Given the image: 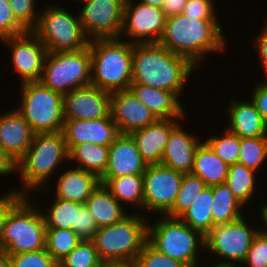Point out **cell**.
I'll return each instance as SVG.
<instances>
[{
	"mask_svg": "<svg viewBox=\"0 0 267 267\" xmlns=\"http://www.w3.org/2000/svg\"><path fill=\"white\" fill-rule=\"evenodd\" d=\"M68 162L69 151L62 131L35 133L30 147L16 163V178L19 176L18 181L22 186L12 189L24 196H30V193L46 188L54 173V177H57V169H63L62 165H68Z\"/></svg>",
	"mask_w": 267,
	"mask_h": 267,
	"instance_id": "obj_3",
	"label": "cell"
},
{
	"mask_svg": "<svg viewBox=\"0 0 267 267\" xmlns=\"http://www.w3.org/2000/svg\"><path fill=\"white\" fill-rule=\"evenodd\" d=\"M264 25L262 24V27L259 29L258 34L256 36H252V39L250 42H252V47L256 49V53L260 64L261 65V71H263L264 79H267V18L263 19ZM260 32V33H259Z\"/></svg>",
	"mask_w": 267,
	"mask_h": 267,
	"instance_id": "obj_46",
	"label": "cell"
},
{
	"mask_svg": "<svg viewBox=\"0 0 267 267\" xmlns=\"http://www.w3.org/2000/svg\"><path fill=\"white\" fill-rule=\"evenodd\" d=\"M127 267H139L135 263H127Z\"/></svg>",
	"mask_w": 267,
	"mask_h": 267,
	"instance_id": "obj_56",
	"label": "cell"
},
{
	"mask_svg": "<svg viewBox=\"0 0 267 267\" xmlns=\"http://www.w3.org/2000/svg\"><path fill=\"white\" fill-rule=\"evenodd\" d=\"M212 187L207 186L192 203L191 207L179 218L204 238L212 229Z\"/></svg>",
	"mask_w": 267,
	"mask_h": 267,
	"instance_id": "obj_33",
	"label": "cell"
},
{
	"mask_svg": "<svg viewBox=\"0 0 267 267\" xmlns=\"http://www.w3.org/2000/svg\"><path fill=\"white\" fill-rule=\"evenodd\" d=\"M12 174V175H11ZM16 175V163L0 146V178Z\"/></svg>",
	"mask_w": 267,
	"mask_h": 267,
	"instance_id": "obj_49",
	"label": "cell"
},
{
	"mask_svg": "<svg viewBox=\"0 0 267 267\" xmlns=\"http://www.w3.org/2000/svg\"><path fill=\"white\" fill-rule=\"evenodd\" d=\"M46 225L39 205L24 196L4 222L0 251L8 255L34 252L45 248Z\"/></svg>",
	"mask_w": 267,
	"mask_h": 267,
	"instance_id": "obj_6",
	"label": "cell"
},
{
	"mask_svg": "<svg viewBox=\"0 0 267 267\" xmlns=\"http://www.w3.org/2000/svg\"><path fill=\"white\" fill-rule=\"evenodd\" d=\"M0 267H11L10 257L3 251H0Z\"/></svg>",
	"mask_w": 267,
	"mask_h": 267,
	"instance_id": "obj_52",
	"label": "cell"
},
{
	"mask_svg": "<svg viewBox=\"0 0 267 267\" xmlns=\"http://www.w3.org/2000/svg\"><path fill=\"white\" fill-rule=\"evenodd\" d=\"M54 3L40 9L38 23L32 29L48 52L78 51L89 47L90 39L84 32L78 13Z\"/></svg>",
	"mask_w": 267,
	"mask_h": 267,
	"instance_id": "obj_8",
	"label": "cell"
},
{
	"mask_svg": "<svg viewBox=\"0 0 267 267\" xmlns=\"http://www.w3.org/2000/svg\"><path fill=\"white\" fill-rule=\"evenodd\" d=\"M195 69L188 59L159 43L133 44L132 84L170 91L182 101Z\"/></svg>",
	"mask_w": 267,
	"mask_h": 267,
	"instance_id": "obj_1",
	"label": "cell"
},
{
	"mask_svg": "<svg viewBox=\"0 0 267 267\" xmlns=\"http://www.w3.org/2000/svg\"><path fill=\"white\" fill-rule=\"evenodd\" d=\"M248 212L249 210L246 211L248 218L244 215L229 224L216 225L205 237L204 254L209 252L208 256L211 255L217 260L215 258L212 259V263L239 265V267L243 264L252 241L259 231L258 227L256 225L253 226L249 221Z\"/></svg>",
	"mask_w": 267,
	"mask_h": 267,
	"instance_id": "obj_11",
	"label": "cell"
},
{
	"mask_svg": "<svg viewBox=\"0 0 267 267\" xmlns=\"http://www.w3.org/2000/svg\"><path fill=\"white\" fill-rule=\"evenodd\" d=\"M188 0H164L162 10L165 17L182 14Z\"/></svg>",
	"mask_w": 267,
	"mask_h": 267,
	"instance_id": "obj_50",
	"label": "cell"
},
{
	"mask_svg": "<svg viewBox=\"0 0 267 267\" xmlns=\"http://www.w3.org/2000/svg\"><path fill=\"white\" fill-rule=\"evenodd\" d=\"M147 166L132 136L120 134L109 146L108 164L100 178L143 175Z\"/></svg>",
	"mask_w": 267,
	"mask_h": 267,
	"instance_id": "obj_20",
	"label": "cell"
},
{
	"mask_svg": "<svg viewBox=\"0 0 267 267\" xmlns=\"http://www.w3.org/2000/svg\"><path fill=\"white\" fill-rule=\"evenodd\" d=\"M129 89L157 119L186 120V106H183L182 101L172 92L142 84H131Z\"/></svg>",
	"mask_w": 267,
	"mask_h": 267,
	"instance_id": "obj_25",
	"label": "cell"
},
{
	"mask_svg": "<svg viewBox=\"0 0 267 267\" xmlns=\"http://www.w3.org/2000/svg\"><path fill=\"white\" fill-rule=\"evenodd\" d=\"M30 197L39 205L46 228L71 229L77 234V212L83 204L53 197L49 206H43L34 196Z\"/></svg>",
	"mask_w": 267,
	"mask_h": 267,
	"instance_id": "obj_31",
	"label": "cell"
},
{
	"mask_svg": "<svg viewBox=\"0 0 267 267\" xmlns=\"http://www.w3.org/2000/svg\"><path fill=\"white\" fill-rule=\"evenodd\" d=\"M165 22L166 17L161 8L135 0H125L119 38L132 44L158 43L163 35Z\"/></svg>",
	"mask_w": 267,
	"mask_h": 267,
	"instance_id": "obj_13",
	"label": "cell"
},
{
	"mask_svg": "<svg viewBox=\"0 0 267 267\" xmlns=\"http://www.w3.org/2000/svg\"><path fill=\"white\" fill-rule=\"evenodd\" d=\"M20 101L16 109L35 133H57L63 130V95L39 82L20 84Z\"/></svg>",
	"mask_w": 267,
	"mask_h": 267,
	"instance_id": "obj_9",
	"label": "cell"
},
{
	"mask_svg": "<svg viewBox=\"0 0 267 267\" xmlns=\"http://www.w3.org/2000/svg\"><path fill=\"white\" fill-rule=\"evenodd\" d=\"M100 267H127V263H102Z\"/></svg>",
	"mask_w": 267,
	"mask_h": 267,
	"instance_id": "obj_54",
	"label": "cell"
},
{
	"mask_svg": "<svg viewBox=\"0 0 267 267\" xmlns=\"http://www.w3.org/2000/svg\"><path fill=\"white\" fill-rule=\"evenodd\" d=\"M85 205L98 227L118 223L130 214L103 184L91 193Z\"/></svg>",
	"mask_w": 267,
	"mask_h": 267,
	"instance_id": "obj_27",
	"label": "cell"
},
{
	"mask_svg": "<svg viewBox=\"0 0 267 267\" xmlns=\"http://www.w3.org/2000/svg\"><path fill=\"white\" fill-rule=\"evenodd\" d=\"M219 21L187 17L183 13L168 17L158 43L199 67L208 55L223 54L228 48L227 34Z\"/></svg>",
	"mask_w": 267,
	"mask_h": 267,
	"instance_id": "obj_2",
	"label": "cell"
},
{
	"mask_svg": "<svg viewBox=\"0 0 267 267\" xmlns=\"http://www.w3.org/2000/svg\"><path fill=\"white\" fill-rule=\"evenodd\" d=\"M11 53L9 58L12 70L18 76L19 84L27 82H39L48 50L39 37L32 31L1 39Z\"/></svg>",
	"mask_w": 267,
	"mask_h": 267,
	"instance_id": "obj_14",
	"label": "cell"
},
{
	"mask_svg": "<svg viewBox=\"0 0 267 267\" xmlns=\"http://www.w3.org/2000/svg\"><path fill=\"white\" fill-rule=\"evenodd\" d=\"M109 146H100L93 143H81L69 152V164L74 167L95 174L100 178L107 167Z\"/></svg>",
	"mask_w": 267,
	"mask_h": 267,
	"instance_id": "obj_30",
	"label": "cell"
},
{
	"mask_svg": "<svg viewBox=\"0 0 267 267\" xmlns=\"http://www.w3.org/2000/svg\"><path fill=\"white\" fill-rule=\"evenodd\" d=\"M216 5L214 0H188L183 14L201 20H219Z\"/></svg>",
	"mask_w": 267,
	"mask_h": 267,
	"instance_id": "obj_44",
	"label": "cell"
},
{
	"mask_svg": "<svg viewBox=\"0 0 267 267\" xmlns=\"http://www.w3.org/2000/svg\"><path fill=\"white\" fill-rule=\"evenodd\" d=\"M91 85L113 93L132 84L133 44L120 38L92 39Z\"/></svg>",
	"mask_w": 267,
	"mask_h": 267,
	"instance_id": "obj_4",
	"label": "cell"
},
{
	"mask_svg": "<svg viewBox=\"0 0 267 267\" xmlns=\"http://www.w3.org/2000/svg\"><path fill=\"white\" fill-rule=\"evenodd\" d=\"M81 240L71 229L46 228L45 248L57 262L67 256Z\"/></svg>",
	"mask_w": 267,
	"mask_h": 267,
	"instance_id": "obj_35",
	"label": "cell"
},
{
	"mask_svg": "<svg viewBox=\"0 0 267 267\" xmlns=\"http://www.w3.org/2000/svg\"><path fill=\"white\" fill-rule=\"evenodd\" d=\"M16 19L27 29L32 30L38 23L40 10L37 0H8ZM36 4V5H35ZM37 10V11H36Z\"/></svg>",
	"mask_w": 267,
	"mask_h": 267,
	"instance_id": "obj_41",
	"label": "cell"
},
{
	"mask_svg": "<svg viewBox=\"0 0 267 267\" xmlns=\"http://www.w3.org/2000/svg\"><path fill=\"white\" fill-rule=\"evenodd\" d=\"M139 1L140 3L148 4L150 6L158 7L162 9V5L164 0H135Z\"/></svg>",
	"mask_w": 267,
	"mask_h": 267,
	"instance_id": "obj_53",
	"label": "cell"
},
{
	"mask_svg": "<svg viewBox=\"0 0 267 267\" xmlns=\"http://www.w3.org/2000/svg\"><path fill=\"white\" fill-rule=\"evenodd\" d=\"M179 122H183V119H157L154 123L130 133L147 165L160 164L170 133Z\"/></svg>",
	"mask_w": 267,
	"mask_h": 267,
	"instance_id": "obj_22",
	"label": "cell"
},
{
	"mask_svg": "<svg viewBox=\"0 0 267 267\" xmlns=\"http://www.w3.org/2000/svg\"><path fill=\"white\" fill-rule=\"evenodd\" d=\"M11 267H59L48 253L46 248L34 251L24 252L16 255H9Z\"/></svg>",
	"mask_w": 267,
	"mask_h": 267,
	"instance_id": "obj_40",
	"label": "cell"
},
{
	"mask_svg": "<svg viewBox=\"0 0 267 267\" xmlns=\"http://www.w3.org/2000/svg\"><path fill=\"white\" fill-rule=\"evenodd\" d=\"M207 187L205 182L191 173H184L180 190L172 209L166 214L168 217L179 218L195 202L196 198Z\"/></svg>",
	"mask_w": 267,
	"mask_h": 267,
	"instance_id": "obj_34",
	"label": "cell"
},
{
	"mask_svg": "<svg viewBox=\"0 0 267 267\" xmlns=\"http://www.w3.org/2000/svg\"><path fill=\"white\" fill-rule=\"evenodd\" d=\"M6 192L0 196V242L4 228V222L10 210L24 197L14 189L6 188Z\"/></svg>",
	"mask_w": 267,
	"mask_h": 267,
	"instance_id": "obj_48",
	"label": "cell"
},
{
	"mask_svg": "<svg viewBox=\"0 0 267 267\" xmlns=\"http://www.w3.org/2000/svg\"><path fill=\"white\" fill-rule=\"evenodd\" d=\"M181 122L171 133L162 154L160 164L175 171L190 173L198 145L199 135L192 134Z\"/></svg>",
	"mask_w": 267,
	"mask_h": 267,
	"instance_id": "obj_23",
	"label": "cell"
},
{
	"mask_svg": "<svg viewBox=\"0 0 267 267\" xmlns=\"http://www.w3.org/2000/svg\"><path fill=\"white\" fill-rule=\"evenodd\" d=\"M111 93L96 86L74 89L63 95L64 120H98L110 114Z\"/></svg>",
	"mask_w": 267,
	"mask_h": 267,
	"instance_id": "obj_16",
	"label": "cell"
},
{
	"mask_svg": "<svg viewBox=\"0 0 267 267\" xmlns=\"http://www.w3.org/2000/svg\"><path fill=\"white\" fill-rule=\"evenodd\" d=\"M134 263L139 267H186L183 263L160 253L148 242L144 245Z\"/></svg>",
	"mask_w": 267,
	"mask_h": 267,
	"instance_id": "obj_39",
	"label": "cell"
},
{
	"mask_svg": "<svg viewBox=\"0 0 267 267\" xmlns=\"http://www.w3.org/2000/svg\"><path fill=\"white\" fill-rule=\"evenodd\" d=\"M266 160L267 136L241 138L239 163L260 173Z\"/></svg>",
	"mask_w": 267,
	"mask_h": 267,
	"instance_id": "obj_36",
	"label": "cell"
},
{
	"mask_svg": "<svg viewBox=\"0 0 267 267\" xmlns=\"http://www.w3.org/2000/svg\"><path fill=\"white\" fill-rule=\"evenodd\" d=\"M62 133L69 152L76 145L86 142L110 146L120 135L111 114L98 120H65Z\"/></svg>",
	"mask_w": 267,
	"mask_h": 267,
	"instance_id": "obj_19",
	"label": "cell"
},
{
	"mask_svg": "<svg viewBox=\"0 0 267 267\" xmlns=\"http://www.w3.org/2000/svg\"><path fill=\"white\" fill-rule=\"evenodd\" d=\"M184 173L161 164L148 165L143 174L144 215H166L173 207ZM149 213V214H147Z\"/></svg>",
	"mask_w": 267,
	"mask_h": 267,
	"instance_id": "obj_12",
	"label": "cell"
},
{
	"mask_svg": "<svg viewBox=\"0 0 267 267\" xmlns=\"http://www.w3.org/2000/svg\"><path fill=\"white\" fill-rule=\"evenodd\" d=\"M110 114L120 134H130L157 120L130 89L111 93Z\"/></svg>",
	"mask_w": 267,
	"mask_h": 267,
	"instance_id": "obj_18",
	"label": "cell"
},
{
	"mask_svg": "<svg viewBox=\"0 0 267 267\" xmlns=\"http://www.w3.org/2000/svg\"><path fill=\"white\" fill-rule=\"evenodd\" d=\"M147 242L160 253L186 267H197L201 263L199 253L202 250L205 252V238L200 233L180 218L166 215H160L155 221L148 222Z\"/></svg>",
	"mask_w": 267,
	"mask_h": 267,
	"instance_id": "obj_7",
	"label": "cell"
},
{
	"mask_svg": "<svg viewBox=\"0 0 267 267\" xmlns=\"http://www.w3.org/2000/svg\"><path fill=\"white\" fill-rule=\"evenodd\" d=\"M231 97L223 109L228 121L226 128L240 138L267 136V123L251 100Z\"/></svg>",
	"mask_w": 267,
	"mask_h": 267,
	"instance_id": "obj_24",
	"label": "cell"
},
{
	"mask_svg": "<svg viewBox=\"0 0 267 267\" xmlns=\"http://www.w3.org/2000/svg\"><path fill=\"white\" fill-rule=\"evenodd\" d=\"M229 167L203 140L196 149L190 173L198 176L207 186L212 187L226 182Z\"/></svg>",
	"mask_w": 267,
	"mask_h": 267,
	"instance_id": "obj_28",
	"label": "cell"
},
{
	"mask_svg": "<svg viewBox=\"0 0 267 267\" xmlns=\"http://www.w3.org/2000/svg\"><path fill=\"white\" fill-rule=\"evenodd\" d=\"M149 219L130 213L122 221L99 227L92 242L103 263H134L148 240Z\"/></svg>",
	"mask_w": 267,
	"mask_h": 267,
	"instance_id": "obj_5",
	"label": "cell"
},
{
	"mask_svg": "<svg viewBox=\"0 0 267 267\" xmlns=\"http://www.w3.org/2000/svg\"><path fill=\"white\" fill-rule=\"evenodd\" d=\"M213 264L212 266L209 265V267H239V266H232V265H221V264H216V263H210ZM197 267H203V265H198ZM208 267V266H207Z\"/></svg>",
	"mask_w": 267,
	"mask_h": 267,
	"instance_id": "obj_55",
	"label": "cell"
},
{
	"mask_svg": "<svg viewBox=\"0 0 267 267\" xmlns=\"http://www.w3.org/2000/svg\"><path fill=\"white\" fill-rule=\"evenodd\" d=\"M79 19L86 36L92 39L119 38L125 0H81Z\"/></svg>",
	"mask_w": 267,
	"mask_h": 267,
	"instance_id": "obj_15",
	"label": "cell"
},
{
	"mask_svg": "<svg viewBox=\"0 0 267 267\" xmlns=\"http://www.w3.org/2000/svg\"><path fill=\"white\" fill-rule=\"evenodd\" d=\"M40 82L62 95L91 85L90 48L48 52Z\"/></svg>",
	"mask_w": 267,
	"mask_h": 267,
	"instance_id": "obj_10",
	"label": "cell"
},
{
	"mask_svg": "<svg viewBox=\"0 0 267 267\" xmlns=\"http://www.w3.org/2000/svg\"><path fill=\"white\" fill-rule=\"evenodd\" d=\"M35 132L14 108L0 113V146L17 163L26 153Z\"/></svg>",
	"mask_w": 267,
	"mask_h": 267,
	"instance_id": "obj_21",
	"label": "cell"
},
{
	"mask_svg": "<svg viewBox=\"0 0 267 267\" xmlns=\"http://www.w3.org/2000/svg\"><path fill=\"white\" fill-rule=\"evenodd\" d=\"M28 30L16 19L8 0H0V40Z\"/></svg>",
	"mask_w": 267,
	"mask_h": 267,
	"instance_id": "obj_42",
	"label": "cell"
},
{
	"mask_svg": "<svg viewBox=\"0 0 267 267\" xmlns=\"http://www.w3.org/2000/svg\"><path fill=\"white\" fill-rule=\"evenodd\" d=\"M258 209H257V211H258L257 215H260V216L257 218L258 219L260 218V220H261L260 224H263V225H259L261 227L258 226L259 232L267 234V199H266L265 203L262 204L260 206V208H258Z\"/></svg>",
	"mask_w": 267,
	"mask_h": 267,
	"instance_id": "obj_51",
	"label": "cell"
},
{
	"mask_svg": "<svg viewBox=\"0 0 267 267\" xmlns=\"http://www.w3.org/2000/svg\"><path fill=\"white\" fill-rule=\"evenodd\" d=\"M99 180L127 211L131 206L130 213L133 211L143 214V175H124L117 178H99Z\"/></svg>",
	"mask_w": 267,
	"mask_h": 267,
	"instance_id": "obj_26",
	"label": "cell"
},
{
	"mask_svg": "<svg viewBox=\"0 0 267 267\" xmlns=\"http://www.w3.org/2000/svg\"><path fill=\"white\" fill-rule=\"evenodd\" d=\"M212 228L220 224H229L245 213V207L234 197L226 183L212 186Z\"/></svg>",
	"mask_w": 267,
	"mask_h": 267,
	"instance_id": "obj_32",
	"label": "cell"
},
{
	"mask_svg": "<svg viewBox=\"0 0 267 267\" xmlns=\"http://www.w3.org/2000/svg\"><path fill=\"white\" fill-rule=\"evenodd\" d=\"M69 165L68 169H62L63 171L58 173V177L55 178V190L51 189L53 187L49 184L46 188L39 189L40 191L37 190L30 195L38 198L42 195L46 196L47 193H52L53 196H51V198H60L79 204H86L91 193L100 185V180L91 172L73 167L71 164ZM53 191H55L54 194ZM36 192L42 195L38 194V196H36Z\"/></svg>",
	"mask_w": 267,
	"mask_h": 267,
	"instance_id": "obj_17",
	"label": "cell"
},
{
	"mask_svg": "<svg viewBox=\"0 0 267 267\" xmlns=\"http://www.w3.org/2000/svg\"><path fill=\"white\" fill-rule=\"evenodd\" d=\"M267 267V234L258 231L240 267Z\"/></svg>",
	"mask_w": 267,
	"mask_h": 267,
	"instance_id": "obj_43",
	"label": "cell"
},
{
	"mask_svg": "<svg viewBox=\"0 0 267 267\" xmlns=\"http://www.w3.org/2000/svg\"><path fill=\"white\" fill-rule=\"evenodd\" d=\"M240 140V137L229 131L227 128H224V130L221 131V134L208 135V137L204 139L217 156L229 166L238 162Z\"/></svg>",
	"mask_w": 267,
	"mask_h": 267,
	"instance_id": "obj_37",
	"label": "cell"
},
{
	"mask_svg": "<svg viewBox=\"0 0 267 267\" xmlns=\"http://www.w3.org/2000/svg\"><path fill=\"white\" fill-rule=\"evenodd\" d=\"M98 228L90 210L83 204L77 212V235L82 240H92Z\"/></svg>",
	"mask_w": 267,
	"mask_h": 267,
	"instance_id": "obj_45",
	"label": "cell"
},
{
	"mask_svg": "<svg viewBox=\"0 0 267 267\" xmlns=\"http://www.w3.org/2000/svg\"><path fill=\"white\" fill-rule=\"evenodd\" d=\"M102 263L92 240H81L67 256L58 262V266L100 267Z\"/></svg>",
	"mask_w": 267,
	"mask_h": 267,
	"instance_id": "obj_38",
	"label": "cell"
},
{
	"mask_svg": "<svg viewBox=\"0 0 267 267\" xmlns=\"http://www.w3.org/2000/svg\"><path fill=\"white\" fill-rule=\"evenodd\" d=\"M254 84L250 100L267 123V79L255 80Z\"/></svg>",
	"mask_w": 267,
	"mask_h": 267,
	"instance_id": "obj_47",
	"label": "cell"
},
{
	"mask_svg": "<svg viewBox=\"0 0 267 267\" xmlns=\"http://www.w3.org/2000/svg\"><path fill=\"white\" fill-rule=\"evenodd\" d=\"M257 171L237 162L230 165L226 185L230 188L237 201L245 206L252 205L251 200H255L258 194L256 191L259 185V175ZM258 177V179H257ZM258 184V185H257ZM257 189V190H256Z\"/></svg>",
	"mask_w": 267,
	"mask_h": 267,
	"instance_id": "obj_29",
	"label": "cell"
}]
</instances>
